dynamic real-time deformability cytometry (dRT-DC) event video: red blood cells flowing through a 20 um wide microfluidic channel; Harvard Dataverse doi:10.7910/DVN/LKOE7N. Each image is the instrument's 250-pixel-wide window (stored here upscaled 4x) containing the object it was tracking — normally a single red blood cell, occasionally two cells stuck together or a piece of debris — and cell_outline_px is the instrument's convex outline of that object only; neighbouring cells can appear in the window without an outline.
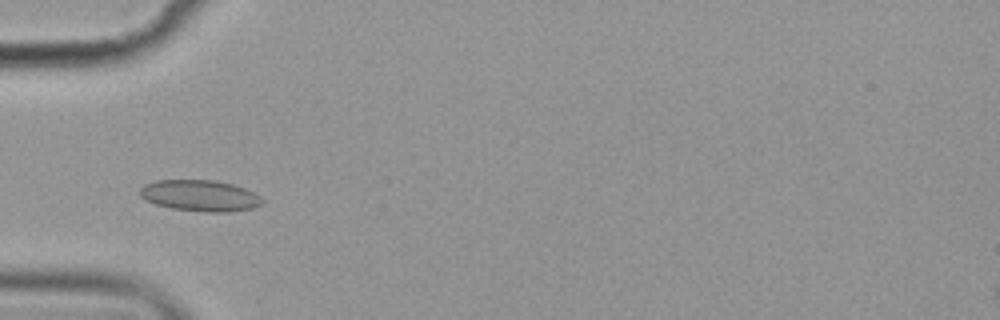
{"species": "common noctule bat (a hibernating species)", "species_latin": "Nyctalus noctula", "temperature_condition": "cold", "stored_images_in_passage": 8, "camera_frame_rate_fps": 3000, "um_per_image_px": 0.085, "animal": {"sex": "female", "body_mass_g": 19.9}, "frame": {"image": 1, "passage_image": 4, "time_ms": 3.333, "image_size_px": [1000, 320], "cell_outline_px": [[264, 204], [252, 208], [228, 212], [204, 212], [172, 208], [156, 204], [144, 200], [140, 196], [140, 188], [144, 184], [156, 180], [216, 180], [232, 184], [244, 188], [260, 196], [264, 200]], "centroid_in_image_um": [17.0, 16.63], "position_along_channel_um": 68.0, "area_um2": 22.37}}
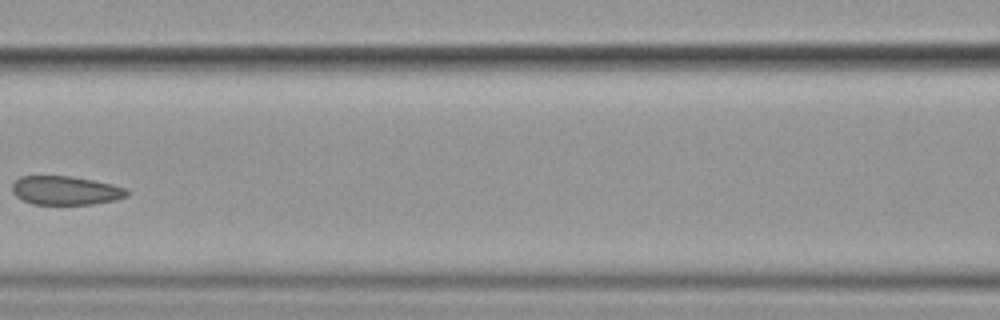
{"frame": {"image": 2, "passage_image": 6, "time_ms": 6.0, "image_size_px": [1000, 320], "cell_outline_px": [[128, 196], [116, 200], [92, 204], [32, 204], [16, 196], [12, 192], [12, 184], [20, 176], [72, 176], [112, 184], [128, 188]], "centroid_in_image_um": [5.6, 16.19], "position_along_channel_um": 161.0, "area_um2": 19.31}}
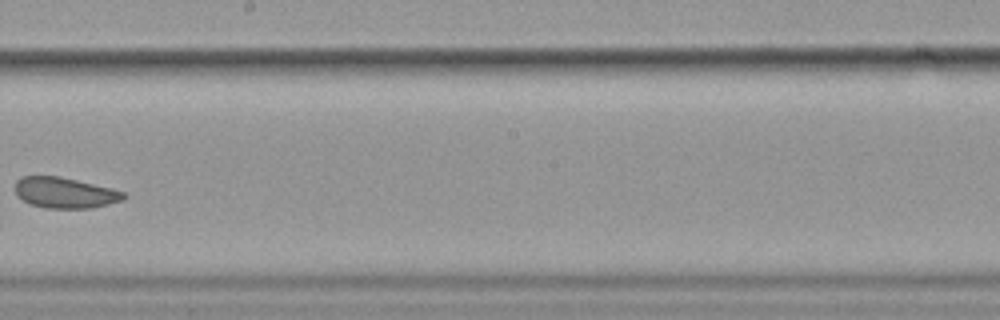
{"frame": {"image": 3, "passage_image": 8, "time_ms": 8.333, "image_size_px": [1000, 320], "cell_outline_px": [[128, 196], [124, 200], [92, 208], [48, 208], [28, 204], [16, 196], [16, 180], [24, 176], [60, 176], [112, 188], [124, 192]], "centroid_in_image_um": [5.53, 16.39], "position_along_channel_um": 242.7, "area_um2": 19.59}}